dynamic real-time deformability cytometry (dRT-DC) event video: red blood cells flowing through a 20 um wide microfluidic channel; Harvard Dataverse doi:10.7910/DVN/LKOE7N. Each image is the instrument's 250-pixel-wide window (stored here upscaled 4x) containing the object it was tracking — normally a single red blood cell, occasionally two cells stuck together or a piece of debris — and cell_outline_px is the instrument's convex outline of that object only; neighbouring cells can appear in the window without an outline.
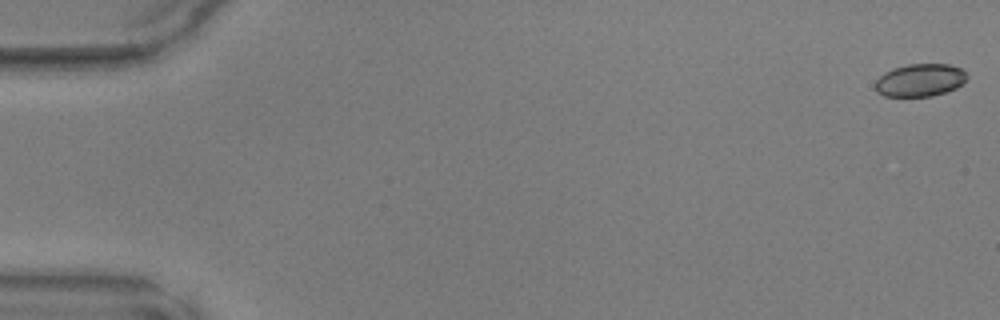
{"species": "common noctule bat (a hibernating species)", "species_latin": "Nyctalus noctula", "temperature_condition": "warm", "stored_images_in_passage": 5, "camera_frame_rate_fps": 3000, "um_per_image_px": 0.085, "animal": {"sex": "male", "body_mass_g": 17.9, "forearm_length_mm": 54.2}, "frame": {"image": 1, "passage_image": 1, "time_ms": 0.0, "image_size_px": [1000, 320], "cell_outline_px": [[968, 76], [956, 88], [932, 96], [884, 96], [876, 92], [876, 80], [884, 72], [892, 68], [908, 64], [948, 64], [960, 68]], "centroid_in_image_um": [78.17, 6.81], "position_along_channel_um": 6.8, "area_um2": 17.34}}